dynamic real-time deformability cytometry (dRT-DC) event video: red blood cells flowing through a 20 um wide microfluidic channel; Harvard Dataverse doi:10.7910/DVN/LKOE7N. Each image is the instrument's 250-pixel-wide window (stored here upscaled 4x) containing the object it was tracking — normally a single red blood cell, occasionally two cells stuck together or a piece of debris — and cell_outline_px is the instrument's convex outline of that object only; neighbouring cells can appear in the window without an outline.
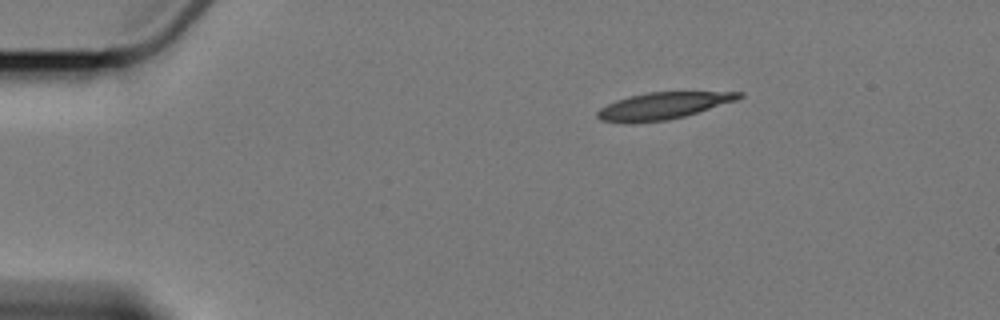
{"species": "Egyptian fruit bat (a non-hibernating species)", "species_latin": "Rousettus aegyptiacus", "temperature_condition": "cold", "stored_images_in_passage": 3, "camera_frame_rate_fps": 3000, "um_per_image_px": 0.085, "animal": {"sex": "female"}, "frame": {"image": 1, "passage_image": 1, "time_ms": 0.0, "image_size_px": [1000, 320], "cell_outline_px": [[744, 96], [736, 100], [684, 116], [668, 120], [600, 120], [596, 116], [596, 112], [600, 108], [616, 100], [628, 96], [648, 92], [744, 92]], "centroid_in_image_um": [56.42, 8.94], "position_along_channel_um": 28.6, "area_um2": 21.15}}